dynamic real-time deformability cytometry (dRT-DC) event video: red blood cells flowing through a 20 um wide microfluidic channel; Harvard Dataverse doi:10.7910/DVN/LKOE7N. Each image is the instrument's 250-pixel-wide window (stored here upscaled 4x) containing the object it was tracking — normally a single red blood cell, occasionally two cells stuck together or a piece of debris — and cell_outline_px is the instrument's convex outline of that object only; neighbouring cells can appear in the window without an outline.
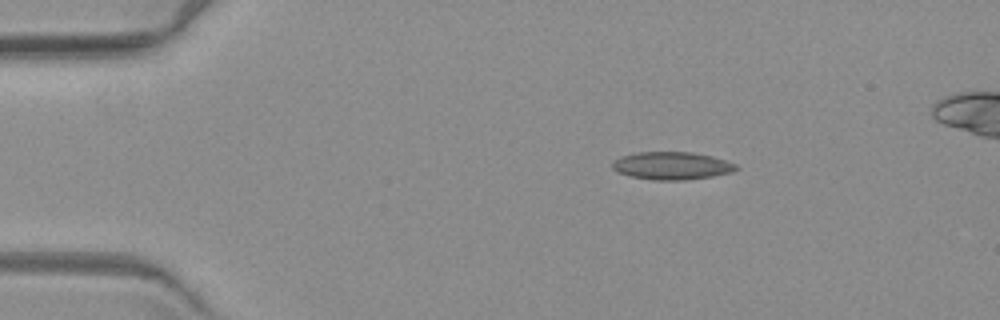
{"species": "common noctule bat (a hibernating species)", "species_latin": "Nyctalus noctula", "temperature_condition": "warm", "stored_images_in_passage": 4, "camera_frame_rate_fps": 3000, "um_per_image_px": 0.085, "animal": {"sex": "female", "body_mass_g": 19.3, "forearm_length_mm": 54.1}, "frame": {"image": 1, "passage_image": 1, "time_ms": 0.0, "image_size_px": [1000, 320], "cell_outline_px": [[740, 168], [732, 172], [712, 176], [680, 180], [652, 180], [632, 176], [616, 172], [612, 168], [612, 160], [620, 156], [636, 152], [692, 152], [712, 156], [736, 164]], "centroid_in_image_um": [57.07, 14.08], "position_along_channel_um": 27.9, "area_um2": 20.06}}
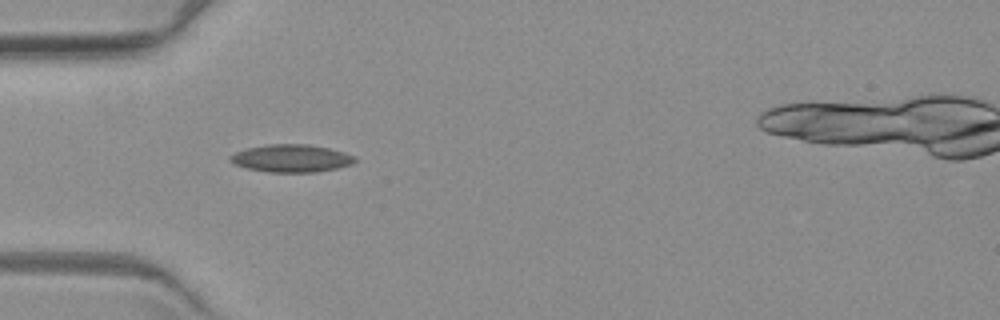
{"frame": {"image": 2, "passage_image": 3, "time_ms": 2.667, "image_size_px": [1000, 320], "cell_outline_px": [[356, 160], [352, 164], [336, 168], [316, 172], [268, 172], [248, 168], [236, 164], [228, 160], [228, 156], [236, 152], [248, 148], [268, 144], [308, 144], [328, 148], [344, 152], [356, 156]], "centroid_in_image_um": [24.77, 13.45], "position_along_channel_um": 60.2, "area_um2": 20.0}}
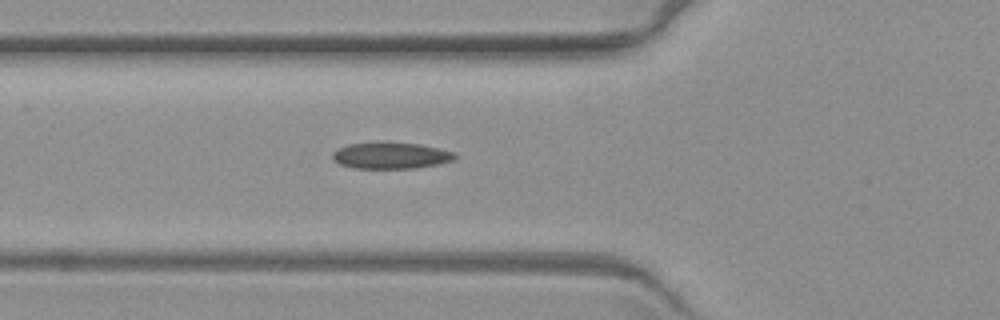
{"frame": {"image": 3, "passage_image": 4, "time_ms": 3.667, "image_size_px": [1000, 320], "cell_outline_px": [[456, 160], [416, 168], [356, 168], [340, 164], [332, 160], [332, 152], [336, 148], [348, 144], [416, 144], [456, 152]], "centroid_in_image_um": [33.21, 13.25], "position_along_channel_um": 92.6, "area_um2": 18.26}}